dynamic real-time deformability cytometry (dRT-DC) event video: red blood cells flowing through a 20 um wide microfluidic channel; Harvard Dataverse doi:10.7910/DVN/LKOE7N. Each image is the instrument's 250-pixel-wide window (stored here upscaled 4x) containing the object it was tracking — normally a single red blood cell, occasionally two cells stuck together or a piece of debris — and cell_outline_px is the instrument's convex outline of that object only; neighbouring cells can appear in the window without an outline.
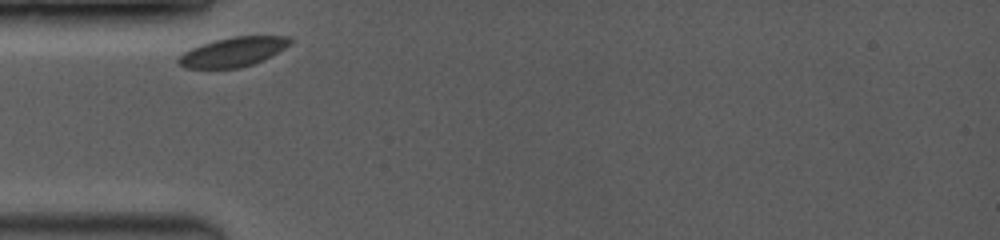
{"species": "common noctule bat (a hibernating species)", "species_latin": "Nyctalus noctula", "temperature_condition": "room temperature", "stored_images_in_passage": 2, "camera_frame_rate_fps": 3500, "um_per_image_px": 0.085, "animal": {"sex": "female", "body_mass_g": 19.0, "forearm_length_mm": 53.3}, "frame": {"image": 1, "passage_image": 1, "time_ms": 0.0, "image_size_px": [1000, 240], "cell_outline_px": [[292, 40], [284, 48], [272, 56], [264, 60], [240, 68], [184, 68], [176, 60], [184, 52], [200, 44], [232, 36], [292, 36]], "centroid_in_image_um": [19.82, 4.41], "position_along_channel_um": 65.2, "area_um2": 19.07}}